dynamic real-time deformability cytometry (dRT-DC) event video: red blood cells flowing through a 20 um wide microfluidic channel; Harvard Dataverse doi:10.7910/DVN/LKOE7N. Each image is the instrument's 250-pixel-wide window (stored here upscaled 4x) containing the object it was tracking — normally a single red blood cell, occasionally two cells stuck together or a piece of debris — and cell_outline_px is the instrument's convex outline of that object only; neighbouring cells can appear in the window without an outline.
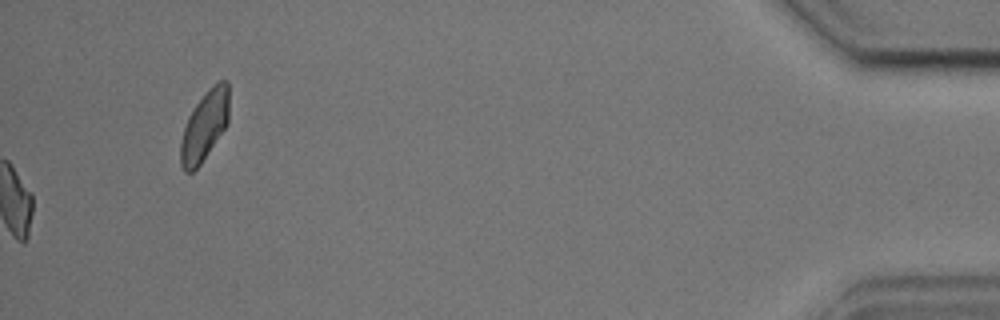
{"species": "common noctule bat (a hibernating species)", "species_latin": "Nyctalus noctula", "temperature_condition": "cold", "stored_images_in_passage": 47, "camera_frame_rate_fps": 3000, "um_per_image_px": 0.085, "animal": {"sex": "male", "body_mass_g": 17.9, "forearm_length_mm": 54.2}, "frame": {"image": 1, "passage_image": 47, "time_ms": 15.333, "image_size_px": [1000, 320], "cell_outline_px": [[228, 124], [200, 164], [192, 172], [184, 172], [180, 164], [180, 140], [188, 116], [196, 104], [208, 88], [212, 84], [220, 80], [228, 80]], "centroid_in_image_um": [17.38, 10.69], "position_along_channel_um": 417.8, "area_um2": 19.71}, "authors_computed_cell_mechanics": {"area_um2": 16.8198, "velocity_mm_per_s": 3.6548, "shape_relaxation_time_tau1_ms": 9.3641, "shape_relaxation_time_tau2_ms": 3.3756, "deformation_change_tau1": 0.1929, "deformation_change_tau2": 0.1014}}